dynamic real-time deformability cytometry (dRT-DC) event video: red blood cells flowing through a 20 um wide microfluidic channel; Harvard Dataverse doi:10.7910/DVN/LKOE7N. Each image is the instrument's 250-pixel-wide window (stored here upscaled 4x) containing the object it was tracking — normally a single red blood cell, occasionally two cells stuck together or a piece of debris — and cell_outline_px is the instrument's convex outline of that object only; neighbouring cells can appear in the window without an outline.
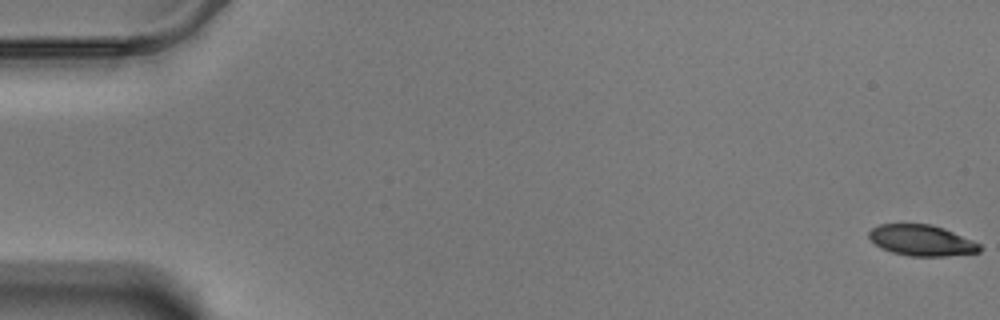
{"species": "Egyptian fruit bat (a non-hibernating species)", "species_latin": "Rousettus aegyptiacus", "temperature_condition": "warm", "stored_images_in_passage": 59, "camera_frame_rate_fps": 3000, "um_per_image_px": 0.085, "animal": {"sex": "male"}, "frame": {"image": 1, "passage_image": 1, "time_ms": 0.0, "image_size_px": [1000, 320], "cell_outline_px": [[980, 252], [944, 256], [908, 256], [892, 252], [880, 248], [868, 236], [868, 232], [872, 228], [880, 224], [932, 224], [944, 228], [972, 240], [980, 244]], "centroid_in_image_um": [78.32, 20.43], "position_along_channel_um": 6.7, "area_um2": 19.88}}
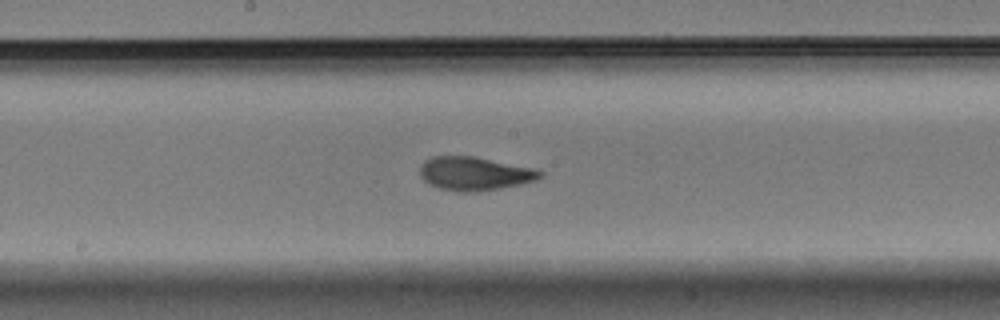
{"frame": {"image": 2, "passage_image": 32, "time_ms": 10.333, "image_size_px": [1000, 320], "cell_outline_px": [[544, 176], [536, 180], [520, 184], [500, 188], [476, 192], [460, 192], [440, 188], [428, 184], [420, 176], [420, 168], [424, 160], [432, 156], [472, 156], [532, 168], [544, 172]], "centroid_in_image_um": [40.32, 14.76], "position_along_channel_um": 207.9, "area_um2": 23.41}}
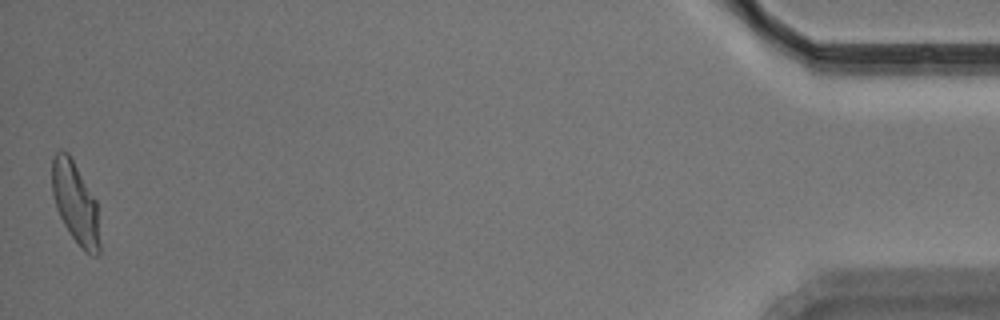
{"frame": {"image": 3, "passage_image": 59, "time_ms": 19.333, "image_size_px": [1000, 320], "cell_outline_px": [[100, 252], [96, 256], [92, 256], [84, 252], [80, 248], [64, 224], [56, 208], [52, 192], [52, 160], [56, 152], [60, 148], [68, 152], [96, 200], [100, 244]], "centroid_in_image_um": [6.41, 17.26], "position_along_channel_um": 428.8, "area_um2": 22.66}, "authors_computed_cell_mechanics": {"area_um2": 22.542, "velocity_mm_per_s": 3.4653, "shape_relaxation_time_tau1_ms": 3.5382, "shape_relaxation_time_tau2_ms": 1.323, "deformation_change_tau1": 0.1475, "deformation_change_tau2": 0.0771}}